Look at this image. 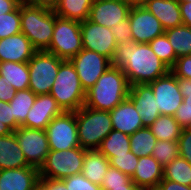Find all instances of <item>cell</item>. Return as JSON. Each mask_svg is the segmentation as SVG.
Wrapping results in <instances>:
<instances>
[{"label":"cell","instance_id":"cell-18","mask_svg":"<svg viewBox=\"0 0 191 190\" xmlns=\"http://www.w3.org/2000/svg\"><path fill=\"white\" fill-rule=\"evenodd\" d=\"M37 52L23 33L0 39V62H28Z\"/></svg>","mask_w":191,"mask_h":190},{"label":"cell","instance_id":"cell-4","mask_svg":"<svg viewBox=\"0 0 191 190\" xmlns=\"http://www.w3.org/2000/svg\"><path fill=\"white\" fill-rule=\"evenodd\" d=\"M77 134L80 147L97 150L113 130L109 111L96 110L85 105L76 111Z\"/></svg>","mask_w":191,"mask_h":190},{"label":"cell","instance_id":"cell-42","mask_svg":"<svg viewBox=\"0 0 191 190\" xmlns=\"http://www.w3.org/2000/svg\"><path fill=\"white\" fill-rule=\"evenodd\" d=\"M178 144L179 156L191 164V127L182 129Z\"/></svg>","mask_w":191,"mask_h":190},{"label":"cell","instance_id":"cell-46","mask_svg":"<svg viewBox=\"0 0 191 190\" xmlns=\"http://www.w3.org/2000/svg\"><path fill=\"white\" fill-rule=\"evenodd\" d=\"M182 24L191 27V2H179Z\"/></svg>","mask_w":191,"mask_h":190},{"label":"cell","instance_id":"cell-49","mask_svg":"<svg viewBox=\"0 0 191 190\" xmlns=\"http://www.w3.org/2000/svg\"><path fill=\"white\" fill-rule=\"evenodd\" d=\"M47 185L49 190H67L65 183L62 180L50 178H41Z\"/></svg>","mask_w":191,"mask_h":190},{"label":"cell","instance_id":"cell-21","mask_svg":"<svg viewBox=\"0 0 191 190\" xmlns=\"http://www.w3.org/2000/svg\"><path fill=\"white\" fill-rule=\"evenodd\" d=\"M131 179L142 190H156L163 179V166L152 155L140 157Z\"/></svg>","mask_w":191,"mask_h":190},{"label":"cell","instance_id":"cell-17","mask_svg":"<svg viewBox=\"0 0 191 190\" xmlns=\"http://www.w3.org/2000/svg\"><path fill=\"white\" fill-rule=\"evenodd\" d=\"M128 98L132 101L141 116L144 127H149L161 115L156 99L148 83L131 85Z\"/></svg>","mask_w":191,"mask_h":190},{"label":"cell","instance_id":"cell-28","mask_svg":"<svg viewBox=\"0 0 191 190\" xmlns=\"http://www.w3.org/2000/svg\"><path fill=\"white\" fill-rule=\"evenodd\" d=\"M149 129L157 138V140L178 141L182 127L178 124L172 115H160Z\"/></svg>","mask_w":191,"mask_h":190},{"label":"cell","instance_id":"cell-55","mask_svg":"<svg viewBox=\"0 0 191 190\" xmlns=\"http://www.w3.org/2000/svg\"><path fill=\"white\" fill-rule=\"evenodd\" d=\"M20 3H24L25 0H18Z\"/></svg>","mask_w":191,"mask_h":190},{"label":"cell","instance_id":"cell-23","mask_svg":"<svg viewBox=\"0 0 191 190\" xmlns=\"http://www.w3.org/2000/svg\"><path fill=\"white\" fill-rule=\"evenodd\" d=\"M29 166L20 145L12 132L0 136V170L23 168Z\"/></svg>","mask_w":191,"mask_h":190},{"label":"cell","instance_id":"cell-33","mask_svg":"<svg viewBox=\"0 0 191 190\" xmlns=\"http://www.w3.org/2000/svg\"><path fill=\"white\" fill-rule=\"evenodd\" d=\"M36 96L30 89L18 90L14 98L9 102L12 112L17 121V129L22 126L27 117V113L33 106Z\"/></svg>","mask_w":191,"mask_h":190},{"label":"cell","instance_id":"cell-53","mask_svg":"<svg viewBox=\"0 0 191 190\" xmlns=\"http://www.w3.org/2000/svg\"><path fill=\"white\" fill-rule=\"evenodd\" d=\"M111 190H142L138 186H118V187H111Z\"/></svg>","mask_w":191,"mask_h":190},{"label":"cell","instance_id":"cell-44","mask_svg":"<svg viewBox=\"0 0 191 190\" xmlns=\"http://www.w3.org/2000/svg\"><path fill=\"white\" fill-rule=\"evenodd\" d=\"M0 75V101L9 103L16 95V90L11 85H7Z\"/></svg>","mask_w":191,"mask_h":190},{"label":"cell","instance_id":"cell-45","mask_svg":"<svg viewBox=\"0 0 191 190\" xmlns=\"http://www.w3.org/2000/svg\"><path fill=\"white\" fill-rule=\"evenodd\" d=\"M156 190H191V186L179 184L167 179H162Z\"/></svg>","mask_w":191,"mask_h":190},{"label":"cell","instance_id":"cell-12","mask_svg":"<svg viewBox=\"0 0 191 190\" xmlns=\"http://www.w3.org/2000/svg\"><path fill=\"white\" fill-rule=\"evenodd\" d=\"M80 29L83 49L92 50L113 60L117 43L110 28L86 19L80 22Z\"/></svg>","mask_w":191,"mask_h":190},{"label":"cell","instance_id":"cell-52","mask_svg":"<svg viewBox=\"0 0 191 190\" xmlns=\"http://www.w3.org/2000/svg\"><path fill=\"white\" fill-rule=\"evenodd\" d=\"M13 131L5 125L3 122H0V136L8 135L12 133Z\"/></svg>","mask_w":191,"mask_h":190},{"label":"cell","instance_id":"cell-38","mask_svg":"<svg viewBox=\"0 0 191 190\" xmlns=\"http://www.w3.org/2000/svg\"><path fill=\"white\" fill-rule=\"evenodd\" d=\"M138 160L139 157L130 151L126 154L115 155V157H112L109 162L110 167L118 169L122 173H125L131 177L135 172Z\"/></svg>","mask_w":191,"mask_h":190},{"label":"cell","instance_id":"cell-13","mask_svg":"<svg viewBox=\"0 0 191 190\" xmlns=\"http://www.w3.org/2000/svg\"><path fill=\"white\" fill-rule=\"evenodd\" d=\"M148 84L153 90L159 113L173 116L183 102L177 77L170 71L167 75Z\"/></svg>","mask_w":191,"mask_h":190},{"label":"cell","instance_id":"cell-25","mask_svg":"<svg viewBox=\"0 0 191 190\" xmlns=\"http://www.w3.org/2000/svg\"><path fill=\"white\" fill-rule=\"evenodd\" d=\"M0 75L7 85H11L14 90L29 89V68L28 63L0 62Z\"/></svg>","mask_w":191,"mask_h":190},{"label":"cell","instance_id":"cell-3","mask_svg":"<svg viewBox=\"0 0 191 190\" xmlns=\"http://www.w3.org/2000/svg\"><path fill=\"white\" fill-rule=\"evenodd\" d=\"M21 33L37 51H46L53 35L54 10L20 3Z\"/></svg>","mask_w":191,"mask_h":190},{"label":"cell","instance_id":"cell-15","mask_svg":"<svg viewBox=\"0 0 191 190\" xmlns=\"http://www.w3.org/2000/svg\"><path fill=\"white\" fill-rule=\"evenodd\" d=\"M130 9L123 0H93L88 20L111 28L126 19Z\"/></svg>","mask_w":191,"mask_h":190},{"label":"cell","instance_id":"cell-10","mask_svg":"<svg viewBox=\"0 0 191 190\" xmlns=\"http://www.w3.org/2000/svg\"><path fill=\"white\" fill-rule=\"evenodd\" d=\"M80 79L81 85L87 92L112 65L106 56L88 49H82L70 59Z\"/></svg>","mask_w":191,"mask_h":190},{"label":"cell","instance_id":"cell-2","mask_svg":"<svg viewBox=\"0 0 191 190\" xmlns=\"http://www.w3.org/2000/svg\"><path fill=\"white\" fill-rule=\"evenodd\" d=\"M129 88L123 70L111 65L86 92L85 106L110 112L128 97Z\"/></svg>","mask_w":191,"mask_h":190},{"label":"cell","instance_id":"cell-9","mask_svg":"<svg viewBox=\"0 0 191 190\" xmlns=\"http://www.w3.org/2000/svg\"><path fill=\"white\" fill-rule=\"evenodd\" d=\"M50 150H69L80 147L77 134L76 111L54 117L45 129Z\"/></svg>","mask_w":191,"mask_h":190},{"label":"cell","instance_id":"cell-37","mask_svg":"<svg viewBox=\"0 0 191 190\" xmlns=\"http://www.w3.org/2000/svg\"><path fill=\"white\" fill-rule=\"evenodd\" d=\"M137 186L131 177L120 170L110 167L102 180V190H111V187Z\"/></svg>","mask_w":191,"mask_h":190},{"label":"cell","instance_id":"cell-40","mask_svg":"<svg viewBox=\"0 0 191 190\" xmlns=\"http://www.w3.org/2000/svg\"><path fill=\"white\" fill-rule=\"evenodd\" d=\"M116 43L133 42L129 16L110 28Z\"/></svg>","mask_w":191,"mask_h":190},{"label":"cell","instance_id":"cell-29","mask_svg":"<svg viewBox=\"0 0 191 190\" xmlns=\"http://www.w3.org/2000/svg\"><path fill=\"white\" fill-rule=\"evenodd\" d=\"M174 49L176 57L191 55V27L179 25L164 33Z\"/></svg>","mask_w":191,"mask_h":190},{"label":"cell","instance_id":"cell-41","mask_svg":"<svg viewBox=\"0 0 191 190\" xmlns=\"http://www.w3.org/2000/svg\"><path fill=\"white\" fill-rule=\"evenodd\" d=\"M170 71L176 77L191 79V55L178 57Z\"/></svg>","mask_w":191,"mask_h":190},{"label":"cell","instance_id":"cell-43","mask_svg":"<svg viewBox=\"0 0 191 190\" xmlns=\"http://www.w3.org/2000/svg\"><path fill=\"white\" fill-rule=\"evenodd\" d=\"M0 122L7 125L13 132L17 129V121L9 103L0 101Z\"/></svg>","mask_w":191,"mask_h":190},{"label":"cell","instance_id":"cell-51","mask_svg":"<svg viewBox=\"0 0 191 190\" xmlns=\"http://www.w3.org/2000/svg\"><path fill=\"white\" fill-rule=\"evenodd\" d=\"M32 190H49L48 185L41 179L34 184Z\"/></svg>","mask_w":191,"mask_h":190},{"label":"cell","instance_id":"cell-7","mask_svg":"<svg viewBox=\"0 0 191 190\" xmlns=\"http://www.w3.org/2000/svg\"><path fill=\"white\" fill-rule=\"evenodd\" d=\"M86 149L75 147L69 150H50L39 169L40 178L62 180L82 172Z\"/></svg>","mask_w":191,"mask_h":190},{"label":"cell","instance_id":"cell-26","mask_svg":"<svg viewBox=\"0 0 191 190\" xmlns=\"http://www.w3.org/2000/svg\"><path fill=\"white\" fill-rule=\"evenodd\" d=\"M93 0H60L54 12L57 16L79 22L89 18Z\"/></svg>","mask_w":191,"mask_h":190},{"label":"cell","instance_id":"cell-19","mask_svg":"<svg viewBox=\"0 0 191 190\" xmlns=\"http://www.w3.org/2000/svg\"><path fill=\"white\" fill-rule=\"evenodd\" d=\"M109 113L114 130L132 135L137 130L144 128L138 110L128 97Z\"/></svg>","mask_w":191,"mask_h":190},{"label":"cell","instance_id":"cell-1","mask_svg":"<svg viewBox=\"0 0 191 190\" xmlns=\"http://www.w3.org/2000/svg\"><path fill=\"white\" fill-rule=\"evenodd\" d=\"M112 66L123 70L130 86L150 83L170 72V68L157 57L149 43H118Z\"/></svg>","mask_w":191,"mask_h":190},{"label":"cell","instance_id":"cell-35","mask_svg":"<svg viewBox=\"0 0 191 190\" xmlns=\"http://www.w3.org/2000/svg\"><path fill=\"white\" fill-rule=\"evenodd\" d=\"M152 156L164 167L179 157L178 141L157 140Z\"/></svg>","mask_w":191,"mask_h":190},{"label":"cell","instance_id":"cell-27","mask_svg":"<svg viewBox=\"0 0 191 190\" xmlns=\"http://www.w3.org/2000/svg\"><path fill=\"white\" fill-rule=\"evenodd\" d=\"M129 137L130 135L113 129L101 142L97 150L105 155L108 160L115 155L126 154L131 150Z\"/></svg>","mask_w":191,"mask_h":190},{"label":"cell","instance_id":"cell-31","mask_svg":"<svg viewBox=\"0 0 191 190\" xmlns=\"http://www.w3.org/2000/svg\"><path fill=\"white\" fill-rule=\"evenodd\" d=\"M183 102L173 115L182 128L191 127V79L177 77Z\"/></svg>","mask_w":191,"mask_h":190},{"label":"cell","instance_id":"cell-48","mask_svg":"<svg viewBox=\"0 0 191 190\" xmlns=\"http://www.w3.org/2000/svg\"><path fill=\"white\" fill-rule=\"evenodd\" d=\"M19 4L18 0H0V15L13 11Z\"/></svg>","mask_w":191,"mask_h":190},{"label":"cell","instance_id":"cell-24","mask_svg":"<svg viewBox=\"0 0 191 190\" xmlns=\"http://www.w3.org/2000/svg\"><path fill=\"white\" fill-rule=\"evenodd\" d=\"M110 168V162L98 150H87L83 158L82 174L86 179L101 186L104 175Z\"/></svg>","mask_w":191,"mask_h":190},{"label":"cell","instance_id":"cell-16","mask_svg":"<svg viewBox=\"0 0 191 190\" xmlns=\"http://www.w3.org/2000/svg\"><path fill=\"white\" fill-rule=\"evenodd\" d=\"M63 112L51 94L37 95L22 127L45 130L50 121Z\"/></svg>","mask_w":191,"mask_h":190},{"label":"cell","instance_id":"cell-14","mask_svg":"<svg viewBox=\"0 0 191 190\" xmlns=\"http://www.w3.org/2000/svg\"><path fill=\"white\" fill-rule=\"evenodd\" d=\"M129 22L134 43H149L165 33L161 22L145 7L131 8Z\"/></svg>","mask_w":191,"mask_h":190},{"label":"cell","instance_id":"cell-47","mask_svg":"<svg viewBox=\"0 0 191 190\" xmlns=\"http://www.w3.org/2000/svg\"><path fill=\"white\" fill-rule=\"evenodd\" d=\"M60 0H25L24 3L54 10Z\"/></svg>","mask_w":191,"mask_h":190},{"label":"cell","instance_id":"cell-36","mask_svg":"<svg viewBox=\"0 0 191 190\" xmlns=\"http://www.w3.org/2000/svg\"><path fill=\"white\" fill-rule=\"evenodd\" d=\"M21 33L20 4L11 12L0 15V39Z\"/></svg>","mask_w":191,"mask_h":190},{"label":"cell","instance_id":"cell-22","mask_svg":"<svg viewBox=\"0 0 191 190\" xmlns=\"http://www.w3.org/2000/svg\"><path fill=\"white\" fill-rule=\"evenodd\" d=\"M144 7L161 22L165 31L182 24L177 0H149Z\"/></svg>","mask_w":191,"mask_h":190},{"label":"cell","instance_id":"cell-5","mask_svg":"<svg viewBox=\"0 0 191 190\" xmlns=\"http://www.w3.org/2000/svg\"><path fill=\"white\" fill-rule=\"evenodd\" d=\"M63 111L75 112L85 105L86 92L83 89L74 65L64 60L50 93Z\"/></svg>","mask_w":191,"mask_h":190},{"label":"cell","instance_id":"cell-34","mask_svg":"<svg viewBox=\"0 0 191 190\" xmlns=\"http://www.w3.org/2000/svg\"><path fill=\"white\" fill-rule=\"evenodd\" d=\"M150 48L157 55V57L164 62L170 69L174 66L177 57L174 49L169 43L165 34L160 35L149 42Z\"/></svg>","mask_w":191,"mask_h":190},{"label":"cell","instance_id":"cell-50","mask_svg":"<svg viewBox=\"0 0 191 190\" xmlns=\"http://www.w3.org/2000/svg\"><path fill=\"white\" fill-rule=\"evenodd\" d=\"M131 8L144 7L149 0H123Z\"/></svg>","mask_w":191,"mask_h":190},{"label":"cell","instance_id":"cell-8","mask_svg":"<svg viewBox=\"0 0 191 190\" xmlns=\"http://www.w3.org/2000/svg\"><path fill=\"white\" fill-rule=\"evenodd\" d=\"M64 59L46 51H37L27 62L29 89L35 95L49 94Z\"/></svg>","mask_w":191,"mask_h":190},{"label":"cell","instance_id":"cell-39","mask_svg":"<svg viewBox=\"0 0 191 190\" xmlns=\"http://www.w3.org/2000/svg\"><path fill=\"white\" fill-rule=\"evenodd\" d=\"M67 190H102V187L92 183L82 173L62 179Z\"/></svg>","mask_w":191,"mask_h":190},{"label":"cell","instance_id":"cell-6","mask_svg":"<svg viewBox=\"0 0 191 190\" xmlns=\"http://www.w3.org/2000/svg\"><path fill=\"white\" fill-rule=\"evenodd\" d=\"M82 49L80 22L57 16L54 12L53 35L46 52L70 60Z\"/></svg>","mask_w":191,"mask_h":190},{"label":"cell","instance_id":"cell-20","mask_svg":"<svg viewBox=\"0 0 191 190\" xmlns=\"http://www.w3.org/2000/svg\"><path fill=\"white\" fill-rule=\"evenodd\" d=\"M39 178V169L32 166L2 169L0 170V190H32Z\"/></svg>","mask_w":191,"mask_h":190},{"label":"cell","instance_id":"cell-54","mask_svg":"<svg viewBox=\"0 0 191 190\" xmlns=\"http://www.w3.org/2000/svg\"><path fill=\"white\" fill-rule=\"evenodd\" d=\"M178 2H191V0H177Z\"/></svg>","mask_w":191,"mask_h":190},{"label":"cell","instance_id":"cell-11","mask_svg":"<svg viewBox=\"0 0 191 190\" xmlns=\"http://www.w3.org/2000/svg\"><path fill=\"white\" fill-rule=\"evenodd\" d=\"M14 133L28 165L40 169L50 151L45 130L20 126Z\"/></svg>","mask_w":191,"mask_h":190},{"label":"cell","instance_id":"cell-30","mask_svg":"<svg viewBox=\"0 0 191 190\" xmlns=\"http://www.w3.org/2000/svg\"><path fill=\"white\" fill-rule=\"evenodd\" d=\"M130 151L137 157L151 156L157 138L149 127H144L130 135Z\"/></svg>","mask_w":191,"mask_h":190},{"label":"cell","instance_id":"cell-32","mask_svg":"<svg viewBox=\"0 0 191 190\" xmlns=\"http://www.w3.org/2000/svg\"><path fill=\"white\" fill-rule=\"evenodd\" d=\"M163 179L191 186V164L179 156L163 167Z\"/></svg>","mask_w":191,"mask_h":190}]
</instances>
